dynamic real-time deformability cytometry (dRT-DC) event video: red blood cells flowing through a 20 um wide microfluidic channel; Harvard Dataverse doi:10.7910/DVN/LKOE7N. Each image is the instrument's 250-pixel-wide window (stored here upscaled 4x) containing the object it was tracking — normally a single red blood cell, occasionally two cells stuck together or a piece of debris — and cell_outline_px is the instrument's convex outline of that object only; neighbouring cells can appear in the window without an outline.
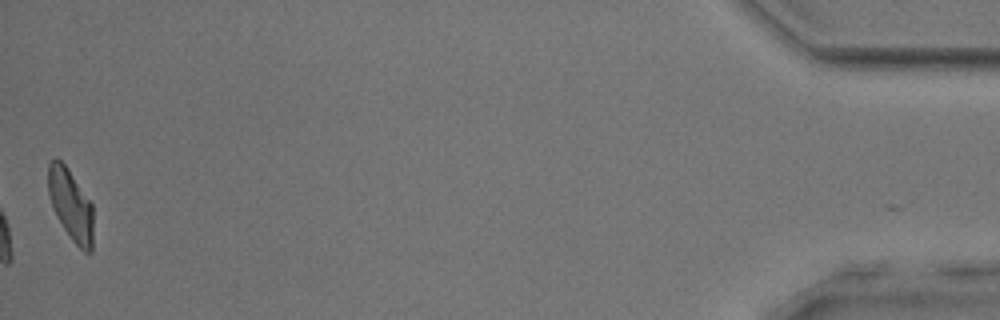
{"species": "common noctule bat (a hibernating species)", "species_latin": "Nyctalus noctula", "temperature_condition": "room temperature", "stored_images_in_passage": 38, "camera_frame_rate_fps": 3000, "um_per_image_px": 0.085, "animal": {"sex": "male", "body_mass_g": 17.9, "forearm_length_mm": 54.2}, "frame": {"image": 1, "passage_image": 38, "time_ms": 12.333, "image_size_px": [1000, 320], "cell_outline_px": [[92, 252], [84, 252], [72, 240], [56, 216], [52, 208], [48, 192], [48, 164], [56, 156], [68, 168], [92, 204]], "centroid_in_image_um": [5.99, 17.39], "position_along_channel_um": 429.2, "area_um2": 18.61}, "authors_computed_cell_mechanics": {"area_um2": 19.1607, "velocity_mm_per_s": 3.899, "shape_relaxation_time_tau1_ms": 2.677, "shape_relaxation_time_tau2_ms": 2.285, "deformation_change_tau1": 0.144, "deformation_change_tau2": 0.0777}}